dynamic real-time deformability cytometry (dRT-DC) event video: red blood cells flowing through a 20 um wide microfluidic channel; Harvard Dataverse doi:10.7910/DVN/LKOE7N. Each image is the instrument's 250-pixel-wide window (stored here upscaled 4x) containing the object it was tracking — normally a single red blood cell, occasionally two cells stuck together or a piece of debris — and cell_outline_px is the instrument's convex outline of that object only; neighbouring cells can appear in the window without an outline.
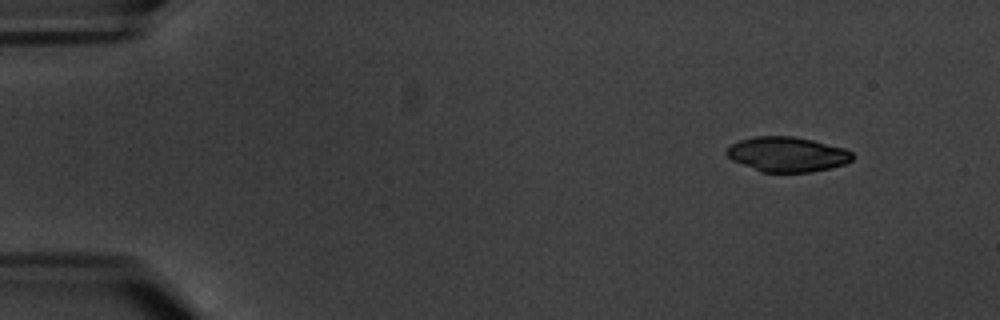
{"species": "common noctule bat (a hibernating species)", "species_latin": "Nyctalus noctula", "temperature_condition": "warm", "stored_images_in_passage": 7, "camera_frame_rate_fps": 3000, "um_per_image_px": 0.085, "animal": {"sex": "male", "body_mass_g": 20.1, "forearm_length_mm": 53.5}, "frame": {"image": 1, "passage_image": 2, "time_ms": 1.0, "image_size_px": [1000, 320], "cell_outline_px": [[852, 160], [844, 164], [812, 172], [760, 172], [732, 160], [724, 152], [732, 144], [740, 140], [756, 136], [792, 136], [812, 140], [844, 148], [852, 152]], "centroid_in_image_um": [66.89, 13.12], "position_along_channel_um": 18.1, "area_um2": 25.43}}
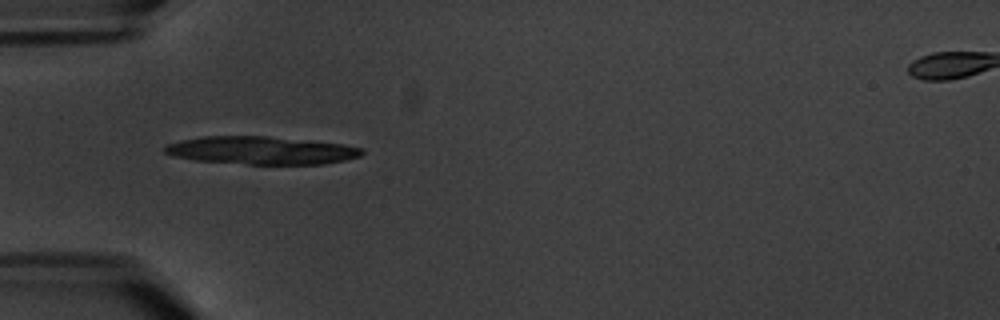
{"frame": {"image": 2, "passage_image": 5, "time_ms": 5.333, "image_size_px": [1000, 320], "cell_outline_px": [[364, 152], [360, 156], [344, 160], [324, 164], [248, 164], [196, 160], [172, 156], [164, 152], [164, 148], [168, 144], [180, 140], [200, 136], [268, 136], [344, 144], [364, 148]], "centroid_in_image_um": [22.21, 12.78], "position_along_channel_um": 62.8, "area_um2": 32.08}}